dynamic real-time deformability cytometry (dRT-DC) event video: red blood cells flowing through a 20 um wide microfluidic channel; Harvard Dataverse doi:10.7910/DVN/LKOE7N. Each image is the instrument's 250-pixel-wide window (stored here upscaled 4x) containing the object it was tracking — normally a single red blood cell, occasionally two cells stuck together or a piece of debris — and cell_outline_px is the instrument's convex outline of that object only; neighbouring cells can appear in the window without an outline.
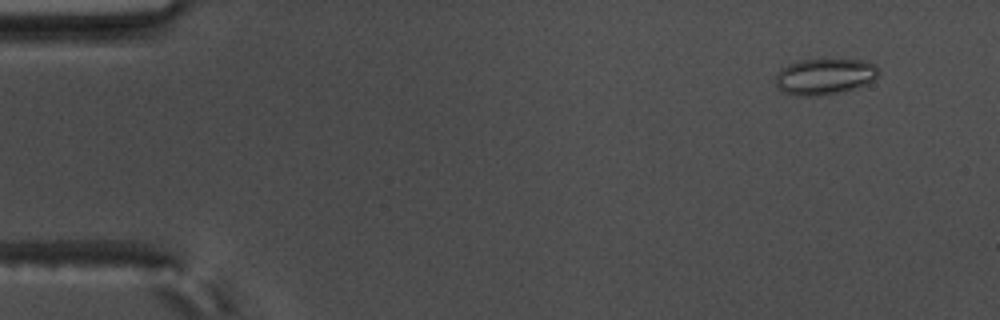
{"species": "common noctule bat (a hibernating species)", "species_latin": "Nyctalus noctula", "temperature_condition": "warm", "stored_images_in_passage": 30, "camera_frame_rate_fps": 3000, "um_per_image_px": 0.085, "animal": {"sex": "male", "body_mass_g": 17.5, "forearm_length_mm": 52.3}, "frame": {"image": 1, "passage_image": 4, "time_ms": 1.0, "image_size_px": [1000, 320], "cell_outline_px": [[880, 72], [872, 80], [856, 88], [836, 92], [812, 96], [800, 96], [784, 92], [776, 84], [776, 76], [788, 64], [800, 60], [864, 60], [876, 64]], "centroid_in_image_um": [70.12, 6.49], "position_along_channel_um": 14.9, "area_um2": 21.15}}
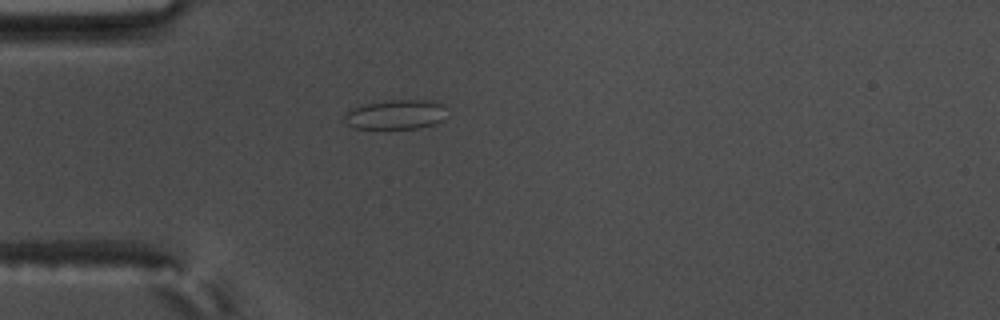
{"frame": {"image": 2, "passage_image": 16, "time_ms": 5.0, "image_size_px": [1000, 320], "cell_outline_px": [[444, 120], [432, 124], [416, 128], [352, 128], [344, 120], [344, 116], [352, 108], [364, 104], [384, 100], [432, 100], [440, 104]], "centroid_in_image_um": [33.57, 9.73], "position_along_channel_um": 51.4, "area_um2": 17.28}}
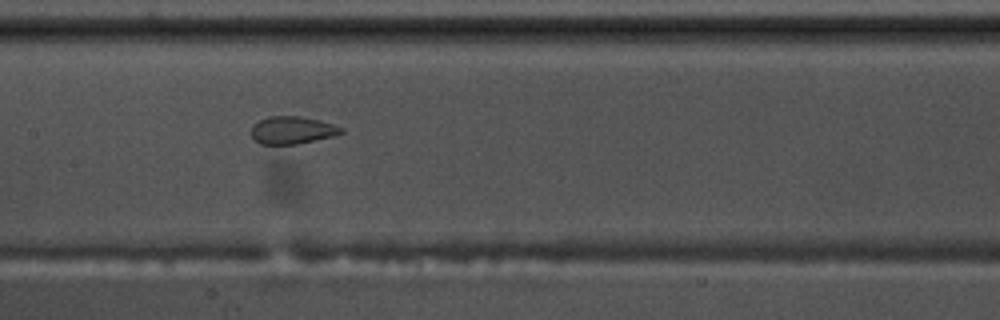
{"frame": {"image": 3, "passage_image": 28, "time_ms": 9.0, "image_size_px": [1000, 320], "cell_outline_px": [[344, 132], [336, 136], [296, 144], [260, 144], [252, 136], [252, 124], [268, 116], [300, 116], [320, 120], [344, 128]], "centroid_in_image_um": [24.87, 11.06], "position_along_channel_um": 182.5, "area_um2": 14.51}}